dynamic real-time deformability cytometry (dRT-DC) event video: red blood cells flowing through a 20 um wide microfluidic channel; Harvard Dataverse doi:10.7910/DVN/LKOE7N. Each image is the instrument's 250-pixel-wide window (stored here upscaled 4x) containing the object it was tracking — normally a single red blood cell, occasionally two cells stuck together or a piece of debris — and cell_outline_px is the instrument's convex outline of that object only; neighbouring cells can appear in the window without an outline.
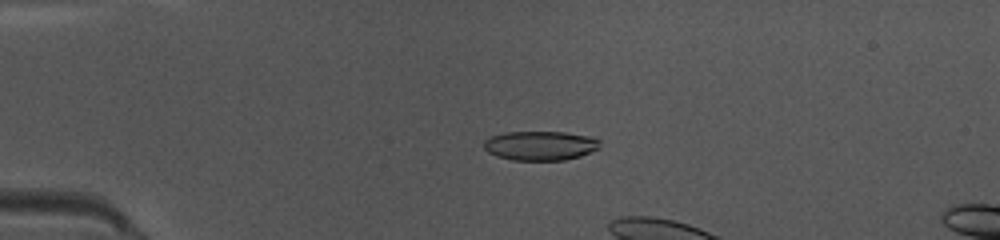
{"species": "common noctule bat (a hibernating species)", "species_latin": "Nyctalus noctula", "temperature_condition": "warm", "stored_images_in_passage": 14, "camera_frame_rate_fps": 3000, "um_per_image_px": 0.085, "animal": {"sex": "female", "body_mass_g": 10.0, "forearm_length_mm": 53.1}, "frame": {"image": 1, "passage_image": 10, "time_ms": 3.0, "image_size_px": [1000, 240], "cell_outline_px": [[600, 148], [580, 156], [564, 160], [512, 160], [496, 156], [488, 152], [484, 148], [484, 140], [492, 136], [504, 132], [564, 132], [592, 136], [600, 140]], "centroid_in_image_um": [45.94, 12.37], "position_along_channel_um": 39.1, "area_um2": 19.94}}